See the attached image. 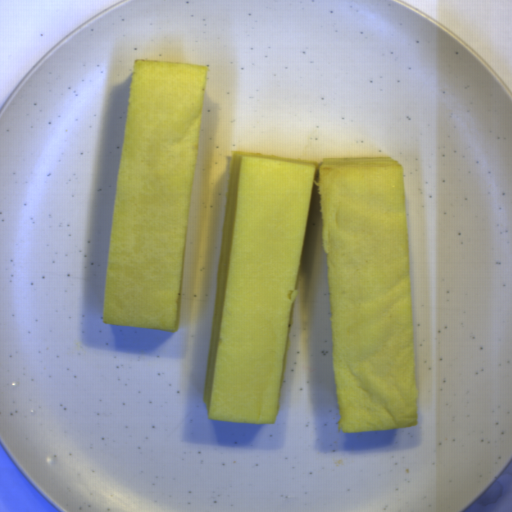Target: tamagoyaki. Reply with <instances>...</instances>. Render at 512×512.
<instances>
[{
    "mask_svg": "<svg viewBox=\"0 0 512 512\" xmlns=\"http://www.w3.org/2000/svg\"><path fill=\"white\" fill-rule=\"evenodd\" d=\"M318 190L340 430L417 425L404 167L233 152L202 403L277 421Z\"/></svg>",
    "mask_w": 512,
    "mask_h": 512,
    "instance_id": "1",
    "label": "tamagoyaki"
},
{
    "mask_svg": "<svg viewBox=\"0 0 512 512\" xmlns=\"http://www.w3.org/2000/svg\"><path fill=\"white\" fill-rule=\"evenodd\" d=\"M207 73L206 65L133 63L101 314L105 324L180 329Z\"/></svg>",
    "mask_w": 512,
    "mask_h": 512,
    "instance_id": "2",
    "label": "tamagoyaki"
}]
</instances>
